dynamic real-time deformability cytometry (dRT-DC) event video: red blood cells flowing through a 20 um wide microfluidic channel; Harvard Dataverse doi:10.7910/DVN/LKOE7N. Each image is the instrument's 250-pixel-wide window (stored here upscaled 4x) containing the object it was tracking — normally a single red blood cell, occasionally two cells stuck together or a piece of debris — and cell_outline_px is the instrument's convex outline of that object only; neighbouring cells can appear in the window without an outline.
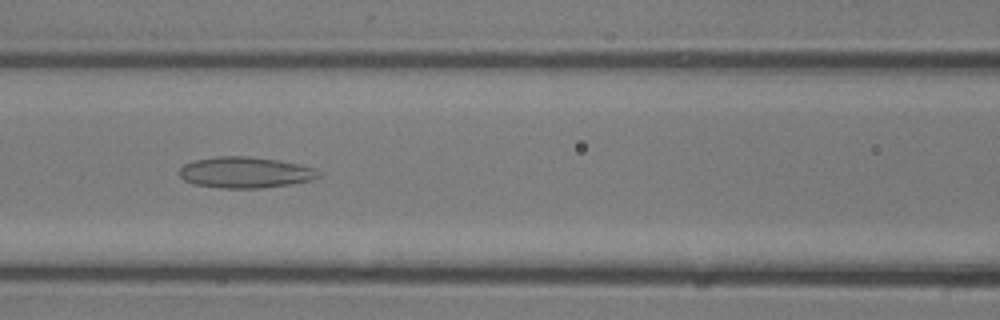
{"species": "common noctule bat (a hibernating species)", "species_latin": "Nyctalus noctula", "temperature_condition": "room temperature", "stored_images_in_passage": 30, "camera_frame_rate_fps": 3000, "um_per_image_px": 0.085, "animal": {"sex": "male", "body_mass_g": 13.3}, "frame": {"image": 1, "passage_image": 13, "time_ms": 4.0, "image_size_px": [1000, 320], "cell_outline_px": [[320, 176], [312, 180], [292, 184], [264, 188], [220, 188], [196, 184], [184, 180], [180, 176], [180, 168], [184, 164], [192, 160], [216, 156], [248, 156], [276, 160], [300, 164], [316, 168], [320, 172]], "centroid_in_image_um": [20.87, 14.65], "position_along_channel_um": 145.7, "area_um2": 25.37}}
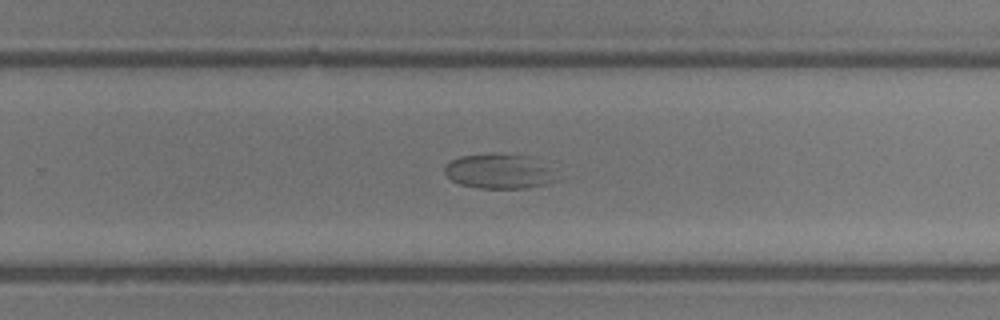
{"frame": {"image": 2, "passage_image": 20, "time_ms": 6.333, "image_size_px": [1000, 320], "cell_outline_px": [[548, 180], [544, 184], [528, 188], [480, 188], [460, 184], [452, 180], [444, 172], [444, 168], [452, 160], [460, 156], [492, 152], [504, 152], [536, 156], [544, 168]], "centroid_in_image_um": [42.26, 14.51], "position_along_channel_um": 287.5, "area_um2": 22.14}}
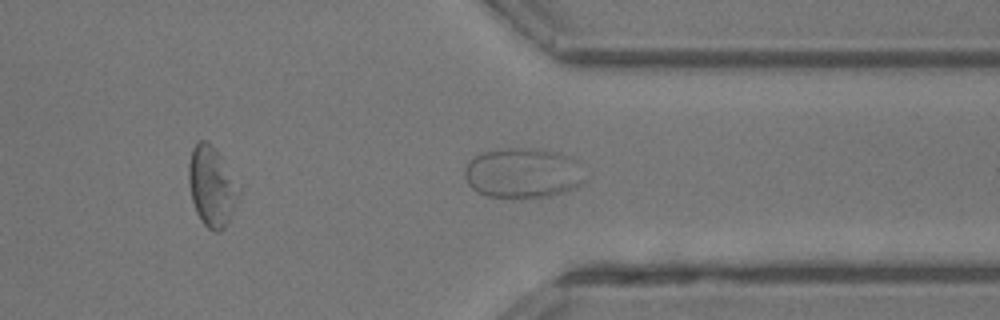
{"frame": {"image": 3, "passage_image": 24, "time_ms": 7.667, "image_size_px": [1000, 320], "cell_outline_px": [[588, 180], [576, 188], [564, 192], [548, 196], [488, 196], [476, 192], [468, 184], [464, 176], [464, 168], [472, 156], [484, 152], [504, 148], [532, 148], [552, 152], [560, 156]], "centroid_in_image_um": [44.29, 14.72], "position_along_channel_um": 367.1, "area_um2": 33.81}}